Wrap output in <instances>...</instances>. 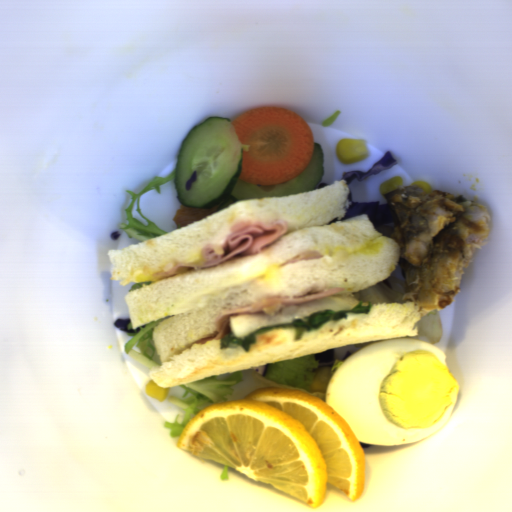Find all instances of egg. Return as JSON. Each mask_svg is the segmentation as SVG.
<instances>
[{
  "mask_svg": "<svg viewBox=\"0 0 512 512\" xmlns=\"http://www.w3.org/2000/svg\"><path fill=\"white\" fill-rule=\"evenodd\" d=\"M460 390L442 349L402 337L368 344L344 359L324 399L360 444L402 445L444 426Z\"/></svg>",
  "mask_w": 512,
  "mask_h": 512,
  "instance_id": "d2b9013d",
  "label": "egg"
},
{
  "mask_svg": "<svg viewBox=\"0 0 512 512\" xmlns=\"http://www.w3.org/2000/svg\"><path fill=\"white\" fill-rule=\"evenodd\" d=\"M355 298L333 295L321 300L293 307H282L273 315L238 314L228 319V330L232 337L243 339L258 329L291 322L311 314L331 310H349L358 306Z\"/></svg>",
  "mask_w": 512,
  "mask_h": 512,
  "instance_id": "2799bb9f",
  "label": "egg"
}]
</instances>
